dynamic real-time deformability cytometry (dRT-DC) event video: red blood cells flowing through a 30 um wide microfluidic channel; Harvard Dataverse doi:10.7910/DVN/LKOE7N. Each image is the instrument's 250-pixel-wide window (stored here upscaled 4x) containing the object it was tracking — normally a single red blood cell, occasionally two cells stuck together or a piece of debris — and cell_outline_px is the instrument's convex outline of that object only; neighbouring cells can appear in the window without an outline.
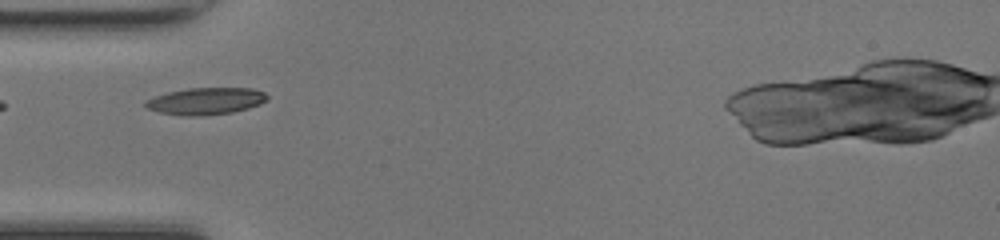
{"species": "common noctule bat (a hibernating species)", "species_latin": "Nyctalus noctula", "temperature_condition": "room temperature", "stored_images_in_passage": 19, "camera_frame_rate_fps": 3000, "um_per_image_px": 0.085, "animal": {"sex": "female", "body_mass_g": 17.0, "forearm_length_mm": 48.0}, "frame": {"image": 1, "passage_image": 1, "time_ms": 0.0, "image_size_px": [1000, 240], "cell_outline_px": [[268, 96], [260, 104], [248, 108], [232, 112], [196, 116], [188, 116], [160, 112], [148, 108], [144, 104], [148, 100], [156, 96], [168, 92], [188, 88], [252, 88], [264, 92]], "centroid_in_image_um": [17.51, 8.58], "position_along_channel_um": 67.5, "area_um2": 18.73}}
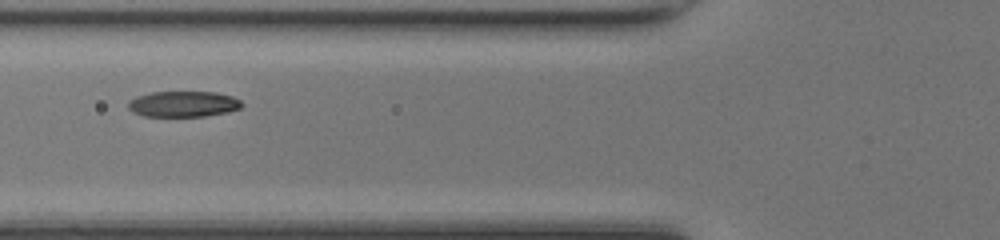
{"frame": {"image": 2, "passage_image": 4, "time_ms": 1.0, "image_size_px": [1000, 240], "cell_outline_px": [[244, 104], [240, 108], [228, 112], [204, 116], [144, 116], [132, 112], [128, 108], [128, 100], [136, 96], [152, 92], [216, 92], [232, 96], [240, 100]], "centroid_in_image_um": [15.57, 8.84], "position_along_channel_um": 110.2, "area_um2": 17.17}}
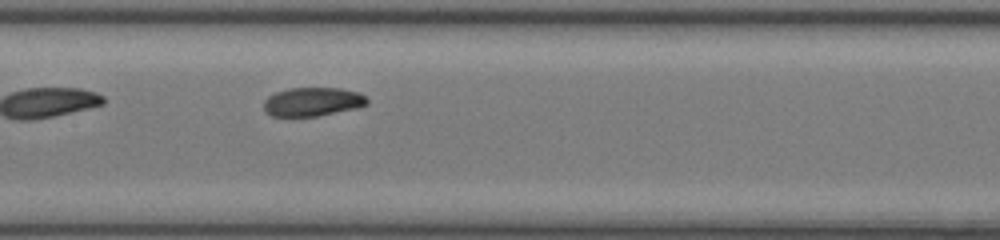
{"frame": {"image": 3, "passage_image": 9, "time_ms": 2.667, "image_size_px": [1000, 240], "cell_outline_px": [[368, 104], [356, 108], [316, 116], [272, 116], [264, 112], [264, 100], [268, 96], [276, 92], [288, 88], [340, 88], [356, 92], [364, 96], [368, 100]], "centroid_in_image_um": [26.53, 8.65], "position_along_channel_um": 180.9, "area_um2": 17.22}}